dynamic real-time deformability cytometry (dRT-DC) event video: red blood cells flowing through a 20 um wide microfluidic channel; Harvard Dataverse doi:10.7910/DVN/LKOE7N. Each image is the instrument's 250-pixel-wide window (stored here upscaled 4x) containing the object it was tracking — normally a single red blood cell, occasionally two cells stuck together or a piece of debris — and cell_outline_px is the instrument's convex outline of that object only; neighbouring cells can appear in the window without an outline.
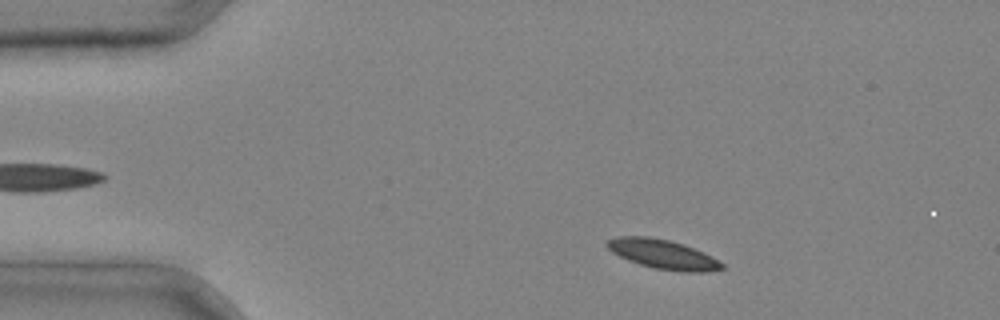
{"species": "common noctule bat (a hibernating species)", "species_latin": "Nyctalus noctula", "temperature_condition": "cold", "stored_images_in_passage": 2, "camera_frame_rate_fps": 3000, "um_per_image_px": 0.085, "animal": {"sex": "male", "body_mass_g": 20.4}, "frame": {"image": 1, "passage_image": 1, "time_ms": 0.0, "image_size_px": [1000, 320], "cell_outline_px": [[724, 268], [704, 272], [680, 272], [652, 268], [628, 260], [612, 252], [604, 244], [608, 240], [616, 236], [648, 236], [668, 240], [684, 244], [704, 252], [712, 256], [724, 264]], "centroid_in_image_um": [56.34, 21.61], "position_along_channel_um": 28.7, "area_um2": 19.77}}